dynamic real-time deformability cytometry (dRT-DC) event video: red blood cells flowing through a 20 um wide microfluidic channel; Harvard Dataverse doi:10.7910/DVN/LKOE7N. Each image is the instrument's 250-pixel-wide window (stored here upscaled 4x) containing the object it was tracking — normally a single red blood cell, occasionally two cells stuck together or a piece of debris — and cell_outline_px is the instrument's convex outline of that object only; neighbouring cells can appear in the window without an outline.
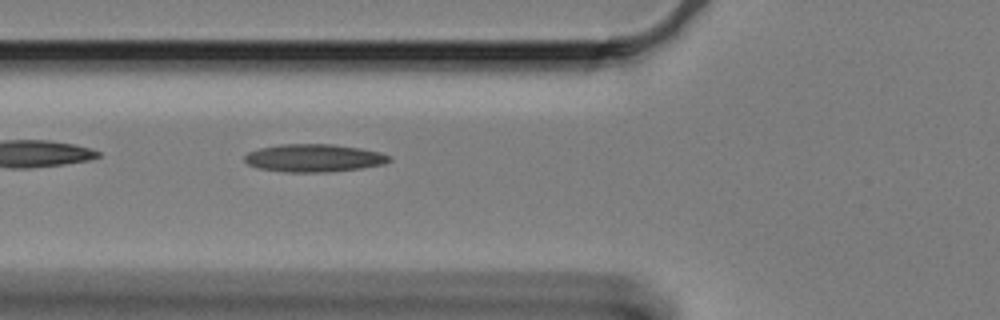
{"species": "Egyptian fruit bat (a non-hibernating species)", "species_latin": "Rousettus aegyptiacus", "temperature_condition": "cold", "stored_images_in_passage": 40, "camera_frame_rate_fps": 3000, "um_per_image_px": 0.085, "animal": {"sex": "female"}, "frame": {"image": 1, "passage_image": 5, "time_ms": 1.333, "image_size_px": [1000, 320], "cell_outline_px": [[392, 160], [384, 164], [360, 168], [328, 172], [284, 172], [260, 168], [248, 164], [244, 160], [244, 156], [248, 152], [260, 148], [280, 144], [332, 144], [360, 148], [380, 152], [392, 156]], "centroid_in_image_um": [26.7, 13.43], "position_along_channel_um": 99.1, "area_um2": 23.47}}
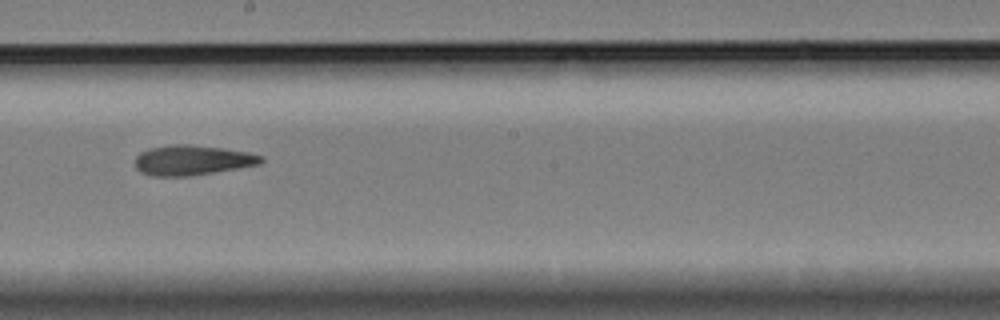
{"frame": {"image": 2, "passage_image": 17, "time_ms": 5.333, "image_size_px": [1000, 320], "cell_outline_px": [[264, 160], [260, 164], [188, 176], [152, 176], [140, 172], [136, 168], [136, 156], [140, 152], [148, 148], [176, 144], [188, 144], [220, 148], [248, 152], [264, 156]], "centroid_in_image_um": [16.32, 13.61], "position_along_channel_um": 231.9, "area_um2": 21.85}}
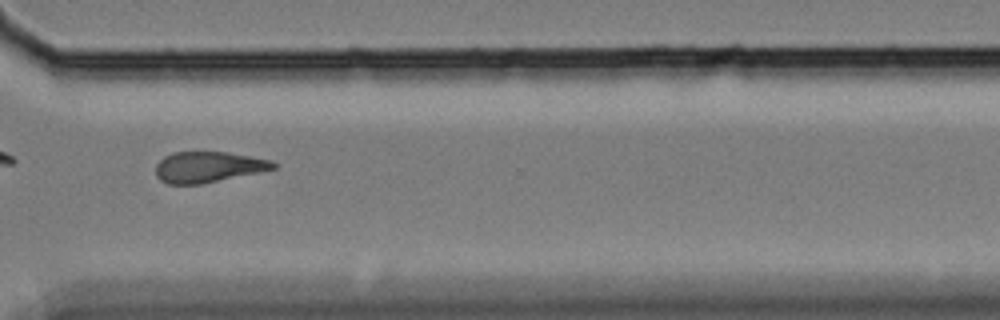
{"frame": {"image": 3, "passage_image": 28, "time_ms": 9.0, "image_size_px": [1000, 320], "cell_outline_px": [[276, 168], [200, 184], [168, 184], [160, 180], [156, 176], [156, 164], [164, 156], [172, 152], [228, 152], [272, 160], [276, 164]], "centroid_in_image_um": [17.66, 14.18], "position_along_channel_um": 352.9, "area_um2": 20.92}, "authors_computed_cell_mechanics": {"area_um2": 21.6172, "velocity_mm_per_s": 3.3061, "shape_relaxation_time_tau1_ms": null, "shape_relaxation_time_tau2_ms": 7.6144, "deformation_change_tau1": null, "deformation_change_tau2": 0.1787}}